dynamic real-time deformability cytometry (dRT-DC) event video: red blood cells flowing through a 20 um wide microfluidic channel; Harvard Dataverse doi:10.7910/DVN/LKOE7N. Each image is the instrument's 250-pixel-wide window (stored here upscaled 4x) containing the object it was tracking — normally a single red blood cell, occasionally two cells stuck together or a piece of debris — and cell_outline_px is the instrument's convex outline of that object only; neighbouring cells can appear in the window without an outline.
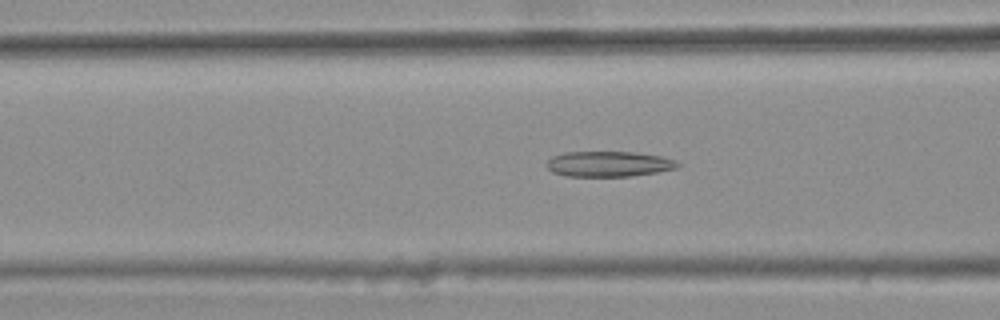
{"species": "common noctule bat (a hibernating species)", "species_latin": "Nyctalus noctula", "temperature_condition": "warm", "stored_images_in_passage": 47, "camera_frame_rate_fps": 3000, "um_per_image_px": 0.085, "animal": {"sex": "female", "body_mass_g": 25.1}, "frame": {"image": 1, "passage_image": 21, "time_ms": 6.667, "image_size_px": [1000, 320], "cell_outline_px": [[680, 164], [676, 168], [656, 172], [632, 176], [568, 176], [552, 172], [544, 164], [552, 156], [564, 152], [632, 152], [660, 156], [676, 160]], "centroid_in_image_um": [51.71, 13.93], "position_along_channel_um": 114.9, "area_um2": 19.36}}
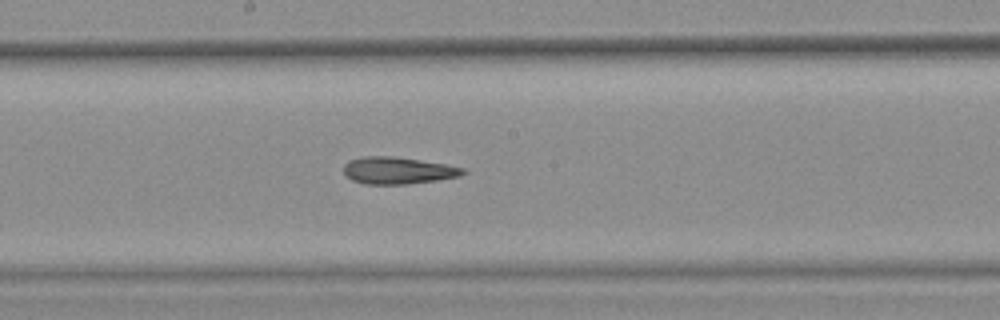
{"frame": {"image": 2, "passage_image": 29, "time_ms": 9.333, "image_size_px": [1000, 320], "cell_outline_px": [[468, 172], [460, 176], [436, 180], [408, 184], [364, 184], [352, 180], [344, 176], [344, 164], [348, 160], [360, 156], [392, 156], [420, 160], [444, 164], [464, 168]], "centroid_in_image_um": [33.78, 14.49], "position_along_channel_um": 214.4, "area_um2": 18.9}}
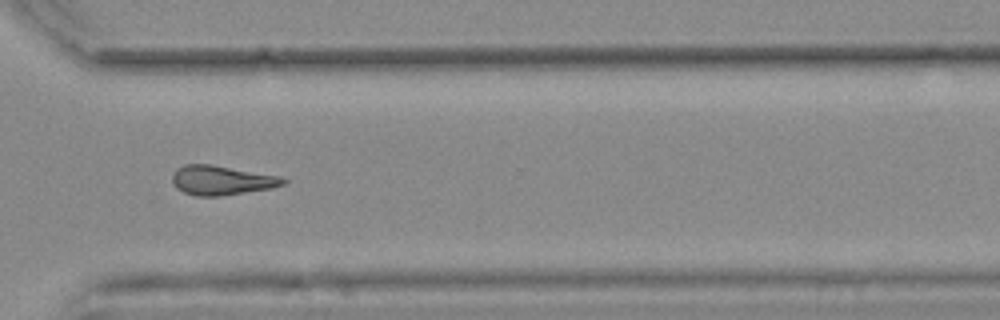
{"frame": {"image": 3, "passage_image": 40, "time_ms": 13.0, "image_size_px": [1000, 320], "cell_outline_px": [[288, 180], [284, 184], [272, 188], [220, 196], [196, 196], [184, 192], [176, 188], [172, 180], [172, 172], [176, 168], [184, 164], [212, 164], [280, 176]], "centroid_in_image_um": [18.81, 15.31], "position_along_channel_um": 351.8, "area_um2": 19.13}, "authors_computed_cell_mechanics": {"area_um2": 19.1318, "velocity_mm_per_s": 3.7372, "shape_relaxation_time_tau1_ms": null, "shape_relaxation_time_tau2_ms": 5.3101, "deformation_change_tau1": null, "deformation_change_tau2": 0.1551}}